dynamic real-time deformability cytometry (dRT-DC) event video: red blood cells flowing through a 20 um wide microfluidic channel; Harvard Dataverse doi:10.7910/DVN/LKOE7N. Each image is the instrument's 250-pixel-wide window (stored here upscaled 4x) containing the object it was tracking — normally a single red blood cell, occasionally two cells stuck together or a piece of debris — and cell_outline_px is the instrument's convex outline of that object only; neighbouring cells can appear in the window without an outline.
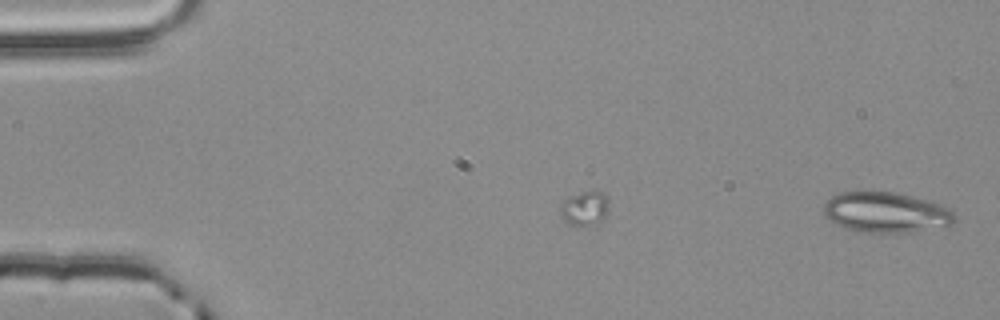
{"species": "common noctule bat (a hibernating species)", "species_latin": "Nyctalus noctula", "temperature_condition": "room temperature", "stored_images_in_passage": 3, "camera_frame_rate_fps": 3000, "um_per_image_px": 0.085, "animal": {"sex": "male", "body_mass_g": 20.4}, "frame": {"image": 1, "passage_image": 3, "time_ms": 0.667, "image_size_px": [1000, 320], "cell_outline_px": [[956, 224], [952, 228], [884, 236], [860, 232], [836, 224], [824, 216], [824, 204], [832, 196], [840, 192], [896, 192], [912, 196], [940, 204], [948, 208], [956, 216]], "centroid_in_image_um": [75.41, 18.13], "position_along_channel_um": 9.6, "area_um2": 32.19}}